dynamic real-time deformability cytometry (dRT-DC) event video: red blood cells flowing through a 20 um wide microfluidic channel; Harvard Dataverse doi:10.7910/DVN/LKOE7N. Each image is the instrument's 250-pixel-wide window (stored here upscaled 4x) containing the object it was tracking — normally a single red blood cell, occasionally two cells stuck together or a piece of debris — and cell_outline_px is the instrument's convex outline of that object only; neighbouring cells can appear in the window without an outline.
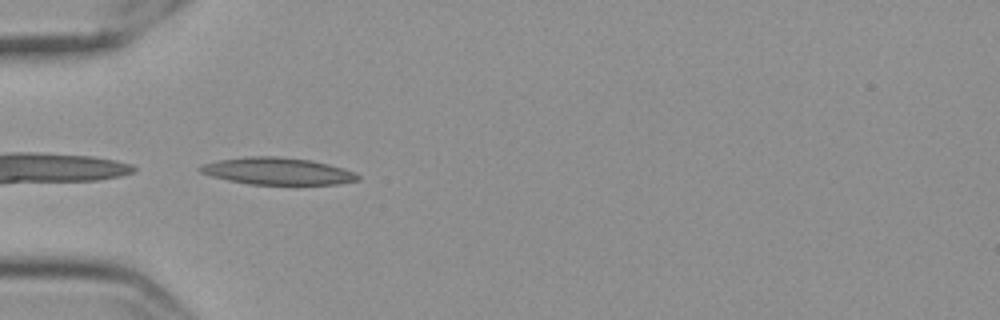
{"species": "Egyptian fruit bat (a non-hibernating species)", "species_latin": "Rousettus aegyptiacus", "temperature_condition": "cold", "stored_images_in_passage": 38, "camera_frame_rate_fps": 3000, "um_per_image_px": 0.085, "frame": {"image": 1, "passage_image": 1, "time_ms": 0.0, "image_size_px": [1000, 320], "cell_outline_px": [[360, 180], [340, 184], [248, 184], [228, 180], [212, 176], [200, 172], [196, 168], [204, 164], [220, 160], [248, 156], [276, 156], [312, 160], [344, 168], [360, 176]], "centroid_in_image_um": [23.6, 14.55], "position_along_channel_um": 61.4, "area_um2": 24.74}}
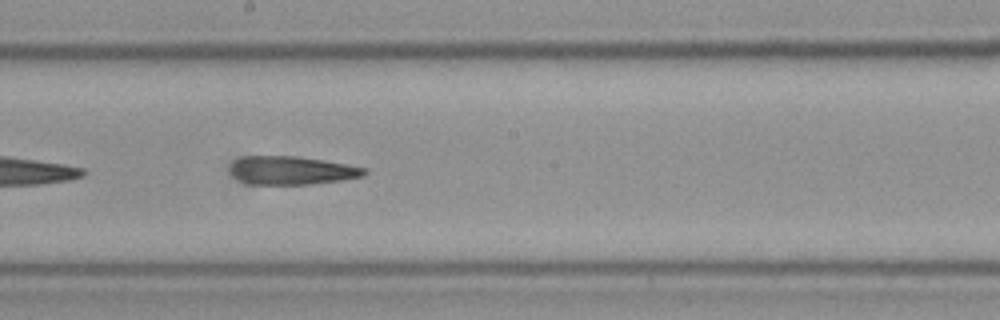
{"frame": {"image": 2, "passage_image": 15, "time_ms": 4.667, "image_size_px": [1000, 320], "cell_outline_px": [[368, 172], [364, 176], [308, 184], [248, 184], [232, 176], [232, 164], [236, 160], [244, 156], [296, 156], [368, 168]], "centroid_in_image_um": [24.79, 14.48], "position_along_channel_um": 223.4, "area_um2": 21.73}}
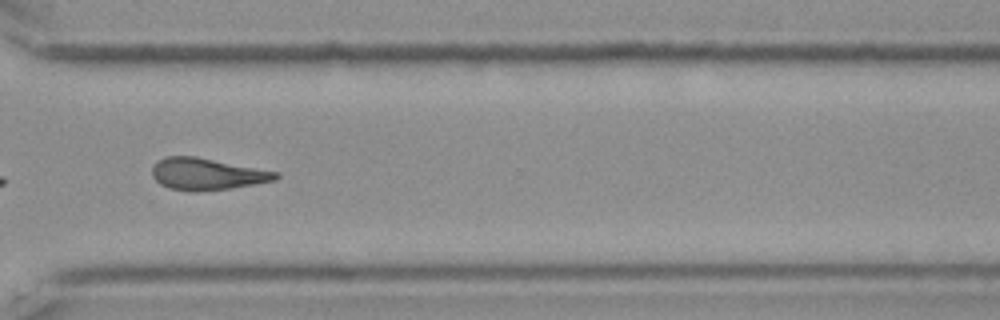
{"frame": {"image": 3, "passage_image": 26, "time_ms": 8.333, "image_size_px": [1000, 320], "cell_outline_px": [[280, 176], [276, 180], [228, 188], [196, 192], [192, 192], [168, 188], [160, 184], [152, 176], [152, 168], [156, 160], [164, 156], [196, 156], [276, 172]], "centroid_in_image_um": [17.51, 14.79], "position_along_channel_um": 353.1, "area_um2": 22.77}, "authors_computed_cell_mechanics": {"area_um2": 22.4264, "velocity_mm_per_s": 3.5465, "shape_relaxation_time_tau1_ms": null, "shape_relaxation_time_tau2_ms": 7.7555, "deformation_change_tau1": null, "deformation_change_tau2": 0.2316}}